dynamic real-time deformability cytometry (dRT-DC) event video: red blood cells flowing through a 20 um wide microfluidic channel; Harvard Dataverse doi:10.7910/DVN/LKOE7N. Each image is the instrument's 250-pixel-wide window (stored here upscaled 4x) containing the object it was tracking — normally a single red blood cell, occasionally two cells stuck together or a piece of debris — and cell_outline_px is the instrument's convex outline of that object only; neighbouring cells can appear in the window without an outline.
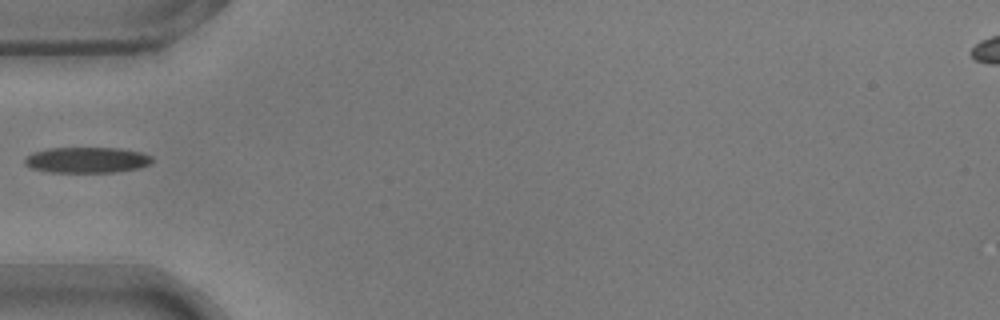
{"species": "common noctule bat (a hibernating species)", "species_latin": "Nyctalus noctula", "temperature_condition": "warm", "stored_images_in_passage": 36, "camera_frame_rate_fps": 3000, "um_per_image_px": 0.085, "animal": {"sex": "male", "body_mass_g": 17.9}, "frame": {"image": 1, "passage_image": 1, "time_ms": 0.0, "image_size_px": [1000, 320], "cell_outline_px": [[152, 160], [148, 164], [140, 168], [112, 172], [52, 172], [32, 168], [24, 164], [24, 160], [32, 152], [48, 148], [120, 148], [140, 152], [152, 156]], "centroid_in_image_um": [7.38, 13.59], "position_along_channel_um": 77.6, "area_um2": 19.02}}